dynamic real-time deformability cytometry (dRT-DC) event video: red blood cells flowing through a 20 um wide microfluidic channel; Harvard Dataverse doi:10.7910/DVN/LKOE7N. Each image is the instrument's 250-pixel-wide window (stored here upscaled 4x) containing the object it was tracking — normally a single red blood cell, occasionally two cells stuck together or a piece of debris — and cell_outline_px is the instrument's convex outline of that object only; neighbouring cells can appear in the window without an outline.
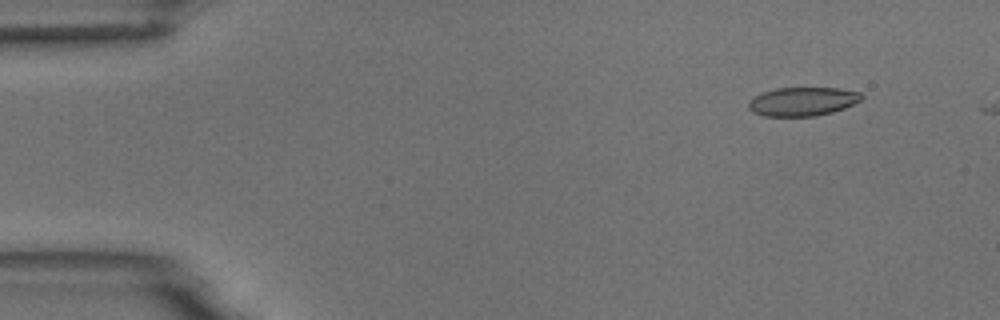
{"species": "common noctule bat (a hibernating species)", "species_latin": "Nyctalus noctula", "temperature_condition": "room temperature", "stored_images_in_passage": 3, "camera_frame_rate_fps": 3000, "um_per_image_px": 0.085, "animal": {"sex": "male", "body_mass_g": 18.8}, "frame": {"image": 1, "passage_image": 2, "time_ms": 1.0, "image_size_px": [1000, 320], "cell_outline_px": [[864, 96], [860, 100], [844, 108], [832, 112], [816, 116], [764, 116], [752, 112], [748, 108], [748, 100], [764, 92], [776, 88], [840, 88], [860, 92]], "centroid_in_image_um": [68.21, 8.63], "position_along_channel_um": 16.8, "area_um2": 18.9}}